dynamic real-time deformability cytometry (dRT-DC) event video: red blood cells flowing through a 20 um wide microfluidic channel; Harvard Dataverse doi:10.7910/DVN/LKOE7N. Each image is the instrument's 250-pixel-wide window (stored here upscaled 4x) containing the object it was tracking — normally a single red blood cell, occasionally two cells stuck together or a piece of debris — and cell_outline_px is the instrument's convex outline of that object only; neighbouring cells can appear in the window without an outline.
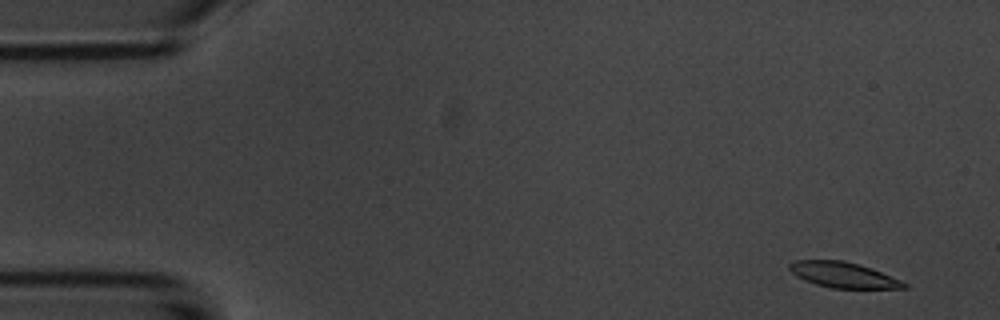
{"species": "common noctule bat (a hibernating species)", "species_latin": "Nyctalus noctula", "temperature_condition": "room temperature", "stored_images_in_passage": 53, "camera_frame_rate_fps": 3000, "um_per_image_px": 0.085, "animal": {"sex": "male", "body_mass_g": 20.1, "forearm_length_mm": 53.5}, "frame": {"image": 1, "passage_image": 2, "time_ms": 0.333, "image_size_px": [1000, 320], "cell_outline_px": [[908, 288], [832, 288], [816, 284], [804, 280], [796, 276], [788, 268], [788, 264], [796, 260], [844, 260], [860, 264], [872, 268], [900, 280], [908, 284]], "centroid_in_image_um": [71.67, 23.36], "position_along_channel_um": 13.3, "area_um2": 17.05}}
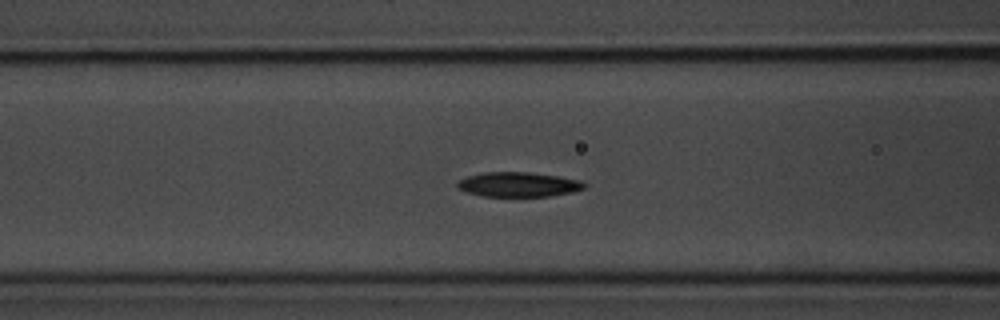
{"frame": {"image": 2, "passage_image": 20, "time_ms": 6.333, "image_size_px": [1000, 320], "cell_outline_px": [[584, 188], [572, 192], [552, 196], [480, 196], [464, 192], [456, 188], [456, 184], [460, 180], [468, 176], [484, 172], [528, 172], [556, 176], [580, 180], [584, 184]], "centroid_in_image_um": [44.0, 15.69], "position_along_channel_um": 122.6, "area_um2": 18.21}}
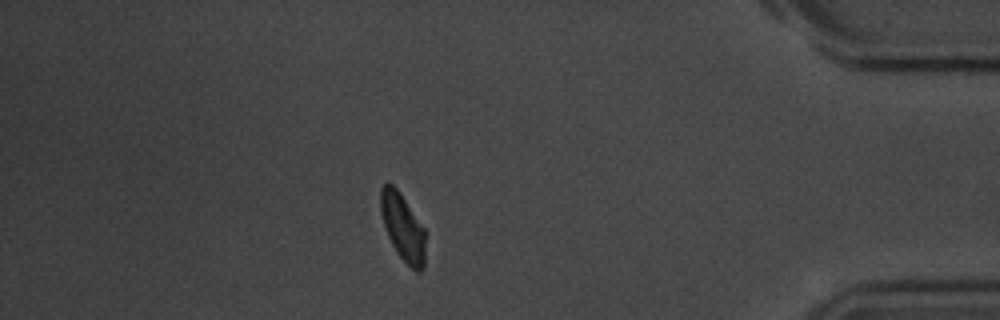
{"frame": {"image": 3, "passage_image": 46, "time_ms": 15.0, "image_size_px": [1000, 320], "cell_outline_px": [[424, 268], [420, 272], [416, 272], [396, 252], [388, 236], [380, 212], [380, 188], [388, 180], [400, 192], [424, 228]], "centroid_in_image_um": [34.21, 19.28], "position_along_channel_um": 401.0, "area_um2": 17.4}, "authors_computed_cell_mechanics": {"area_um2": 18.207, "velocity_mm_per_s": 3.6869, "shape_relaxation_time_tau1_ms": 2.2447, "shape_relaxation_time_tau2_ms": null, "deformation_change_tau1": 0.1007, "deformation_change_tau2": null}}